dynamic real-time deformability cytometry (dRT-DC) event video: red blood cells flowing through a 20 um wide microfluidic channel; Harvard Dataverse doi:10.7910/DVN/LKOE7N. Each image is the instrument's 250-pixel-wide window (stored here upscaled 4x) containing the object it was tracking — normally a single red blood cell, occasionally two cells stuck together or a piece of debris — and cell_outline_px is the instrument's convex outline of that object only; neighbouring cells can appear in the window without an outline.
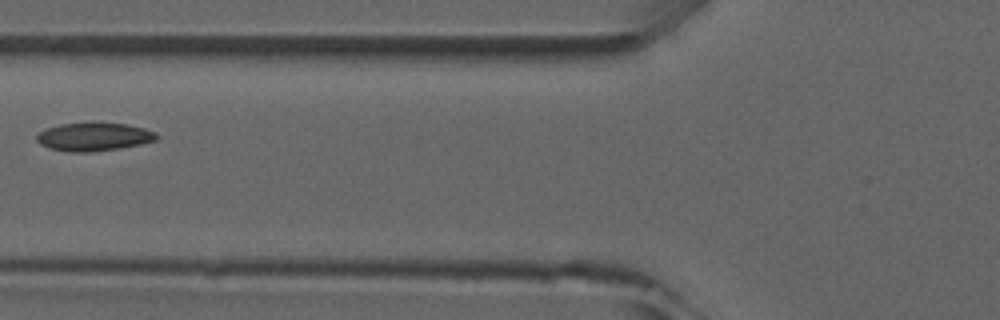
{"species": "common noctule bat (a hibernating species)", "species_latin": "Nyctalus noctula", "temperature_condition": "room temperature", "stored_images_in_passage": 6, "camera_frame_rate_fps": 3000, "um_per_image_px": 0.085, "animal": {"sex": "male", "forearm_length_mm": 52.5}, "frame": {"image": 1, "passage_image": 5, "time_ms": 5.667, "image_size_px": [1000, 320], "cell_outline_px": [[160, 136], [156, 140], [140, 144], [120, 148], [88, 152], [72, 152], [52, 148], [40, 144], [36, 140], [36, 136], [44, 128], [60, 124], [128, 124], [144, 128], [156, 132]], "centroid_in_image_um": [7.99, 11.63], "position_along_channel_um": 117.8, "area_um2": 19.36}}
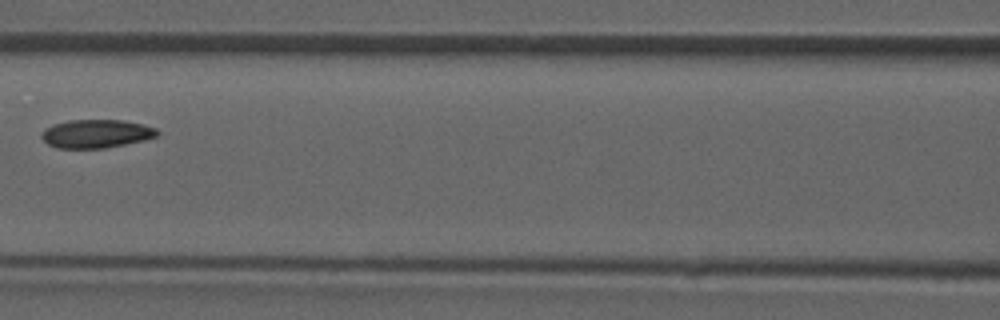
{"frame": {"image": 2, "passage_image": 6, "time_ms": 6.667, "image_size_px": [1000, 320], "cell_outline_px": [[160, 136], [144, 140], [104, 148], [56, 148], [48, 144], [40, 136], [44, 128], [52, 124], [68, 120], [124, 120], [144, 124], [156, 128], [160, 132]], "centroid_in_image_um": [8.19, 11.35], "position_along_channel_um": 158.4, "area_um2": 19.36}}